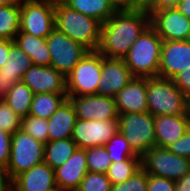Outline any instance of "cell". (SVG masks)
Instances as JSON below:
<instances>
[{
    "mask_svg": "<svg viewBox=\"0 0 190 191\" xmlns=\"http://www.w3.org/2000/svg\"><path fill=\"white\" fill-rule=\"evenodd\" d=\"M150 25V14L141 9L117 10L101 24L98 51L105 57L123 58L133 43Z\"/></svg>",
    "mask_w": 190,
    "mask_h": 191,
    "instance_id": "obj_1",
    "label": "cell"
},
{
    "mask_svg": "<svg viewBox=\"0 0 190 191\" xmlns=\"http://www.w3.org/2000/svg\"><path fill=\"white\" fill-rule=\"evenodd\" d=\"M163 40L149 25L123 60L134 77H158Z\"/></svg>",
    "mask_w": 190,
    "mask_h": 191,
    "instance_id": "obj_2",
    "label": "cell"
},
{
    "mask_svg": "<svg viewBox=\"0 0 190 191\" xmlns=\"http://www.w3.org/2000/svg\"><path fill=\"white\" fill-rule=\"evenodd\" d=\"M55 9V28L82 44L89 51H98L101 41V23L67 5Z\"/></svg>",
    "mask_w": 190,
    "mask_h": 191,
    "instance_id": "obj_3",
    "label": "cell"
},
{
    "mask_svg": "<svg viewBox=\"0 0 190 191\" xmlns=\"http://www.w3.org/2000/svg\"><path fill=\"white\" fill-rule=\"evenodd\" d=\"M147 108L153 116L181 115L189 113V99L172 79L146 78Z\"/></svg>",
    "mask_w": 190,
    "mask_h": 191,
    "instance_id": "obj_4",
    "label": "cell"
},
{
    "mask_svg": "<svg viewBox=\"0 0 190 191\" xmlns=\"http://www.w3.org/2000/svg\"><path fill=\"white\" fill-rule=\"evenodd\" d=\"M119 131L134 153L142 157L156 146L154 116L149 112L119 114Z\"/></svg>",
    "mask_w": 190,
    "mask_h": 191,
    "instance_id": "obj_5",
    "label": "cell"
},
{
    "mask_svg": "<svg viewBox=\"0 0 190 191\" xmlns=\"http://www.w3.org/2000/svg\"><path fill=\"white\" fill-rule=\"evenodd\" d=\"M102 54L89 51L66 75L67 96L97 94L101 79Z\"/></svg>",
    "mask_w": 190,
    "mask_h": 191,
    "instance_id": "obj_6",
    "label": "cell"
},
{
    "mask_svg": "<svg viewBox=\"0 0 190 191\" xmlns=\"http://www.w3.org/2000/svg\"><path fill=\"white\" fill-rule=\"evenodd\" d=\"M45 144L35 140L23 129L12 134L7 170L12 179L44 161Z\"/></svg>",
    "mask_w": 190,
    "mask_h": 191,
    "instance_id": "obj_7",
    "label": "cell"
},
{
    "mask_svg": "<svg viewBox=\"0 0 190 191\" xmlns=\"http://www.w3.org/2000/svg\"><path fill=\"white\" fill-rule=\"evenodd\" d=\"M141 167L148 174L176 181L190 172V159L155 146L141 157Z\"/></svg>",
    "mask_w": 190,
    "mask_h": 191,
    "instance_id": "obj_8",
    "label": "cell"
},
{
    "mask_svg": "<svg viewBox=\"0 0 190 191\" xmlns=\"http://www.w3.org/2000/svg\"><path fill=\"white\" fill-rule=\"evenodd\" d=\"M46 41L51 55L50 66L65 77L89 52L82 44L75 42L56 28L48 35Z\"/></svg>",
    "mask_w": 190,
    "mask_h": 191,
    "instance_id": "obj_9",
    "label": "cell"
},
{
    "mask_svg": "<svg viewBox=\"0 0 190 191\" xmlns=\"http://www.w3.org/2000/svg\"><path fill=\"white\" fill-rule=\"evenodd\" d=\"M55 29V9L39 0H21L20 31L47 38Z\"/></svg>",
    "mask_w": 190,
    "mask_h": 191,
    "instance_id": "obj_10",
    "label": "cell"
},
{
    "mask_svg": "<svg viewBox=\"0 0 190 191\" xmlns=\"http://www.w3.org/2000/svg\"><path fill=\"white\" fill-rule=\"evenodd\" d=\"M119 131V119L80 120L73 128L72 139L78 148L104 146Z\"/></svg>",
    "mask_w": 190,
    "mask_h": 191,
    "instance_id": "obj_11",
    "label": "cell"
},
{
    "mask_svg": "<svg viewBox=\"0 0 190 191\" xmlns=\"http://www.w3.org/2000/svg\"><path fill=\"white\" fill-rule=\"evenodd\" d=\"M147 12L150 25L163 41L190 40V18L181 14L177 7Z\"/></svg>",
    "mask_w": 190,
    "mask_h": 191,
    "instance_id": "obj_12",
    "label": "cell"
},
{
    "mask_svg": "<svg viewBox=\"0 0 190 191\" xmlns=\"http://www.w3.org/2000/svg\"><path fill=\"white\" fill-rule=\"evenodd\" d=\"M74 106L77 119L111 120L119 119L115 99L98 94L67 96Z\"/></svg>",
    "mask_w": 190,
    "mask_h": 191,
    "instance_id": "obj_13",
    "label": "cell"
},
{
    "mask_svg": "<svg viewBox=\"0 0 190 191\" xmlns=\"http://www.w3.org/2000/svg\"><path fill=\"white\" fill-rule=\"evenodd\" d=\"M133 77L123 58H109L102 55L101 79L97 94L114 98Z\"/></svg>",
    "mask_w": 190,
    "mask_h": 191,
    "instance_id": "obj_14",
    "label": "cell"
},
{
    "mask_svg": "<svg viewBox=\"0 0 190 191\" xmlns=\"http://www.w3.org/2000/svg\"><path fill=\"white\" fill-rule=\"evenodd\" d=\"M22 81L34 94H67L66 77L52 66L32 65L24 74Z\"/></svg>",
    "mask_w": 190,
    "mask_h": 191,
    "instance_id": "obj_15",
    "label": "cell"
},
{
    "mask_svg": "<svg viewBox=\"0 0 190 191\" xmlns=\"http://www.w3.org/2000/svg\"><path fill=\"white\" fill-rule=\"evenodd\" d=\"M190 68V40L163 41L158 77L172 79Z\"/></svg>",
    "mask_w": 190,
    "mask_h": 191,
    "instance_id": "obj_16",
    "label": "cell"
},
{
    "mask_svg": "<svg viewBox=\"0 0 190 191\" xmlns=\"http://www.w3.org/2000/svg\"><path fill=\"white\" fill-rule=\"evenodd\" d=\"M87 172L86 149L77 148L62 166L54 169L58 189L76 191Z\"/></svg>",
    "mask_w": 190,
    "mask_h": 191,
    "instance_id": "obj_17",
    "label": "cell"
},
{
    "mask_svg": "<svg viewBox=\"0 0 190 191\" xmlns=\"http://www.w3.org/2000/svg\"><path fill=\"white\" fill-rule=\"evenodd\" d=\"M114 99L118 114L148 112L146 78L133 77Z\"/></svg>",
    "mask_w": 190,
    "mask_h": 191,
    "instance_id": "obj_18",
    "label": "cell"
},
{
    "mask_svg": "<svg viewBox=\"0 0 190 191\" xmlns=\"http://www.w3.org/2000/svg\"><path fill=\"white\" fill-rule=\"evenodd\" d=\"M59 190L54 170L44 161L13 179V191Z\"/></svg>",
    "mask_w": 190,
    "mask_h": 191,
    "instance_id": "obj_19",
    "label": "cell"
},
{
    "mask_svg": "<svg viewBox=\"0 0 190 191\" xmlns=\"http://www.w3.org/2000/svg\"><path fill=\"white\" fill-rule=\"evenodd\" d=\"M156 146L167 147L190 128V114L154 116Z\"/></svg>",
    "mask_w": 190,
    "mask_h": 191,
    "instance_id": "obj_20",
    "label": "cell"
},
{
    "mask_svg": "<svg viewBox=\"0 0 190 191\" xmlns=\"http://www.w3.org/2000/svg\"><path fill=\"white\" fill-rule=\"evenodd\" d=\"M76 121L74 106L67 98L48 119V141L71 138Z\"/></svg>",
    "mask_w": 190,
    "mask_h": 191,
    "instance_id": "obj_21",
    "label": "cell"
},
{
    "mask_svg": "<svg viewBox=\"0 0 190 191\" xmlns=\"http://www.w3.org/2000/svg\"><path fill=\"white\" fill-rule=\"evenodd\" d=\"M14 43L31 57L33 65L50 66L51 55L46 38H38L19 31L15 36Z\"/></svg>",
    "mask_w": 190,
    "mask_h": 191,
    "instance_id": "obj_22",
    "label": "cell"
},
{
    "mask_svg": "<svg viewBox=\"0 0 190 191\" xmlns=\"http://www.w3.org/2000/svg\"><path fill=\"white\" fill-rule=\"evenodd\" d=\"M67 6L79 13L105 23L117 11L110 0H69Z\"/></svg>",
    "mask_w": 190,
    "mask_h": 191,
    "instance_id": "obj_23",
    "label": "cell"
},
{
    "mask_svg": "<svg viewBox=\"0 0 190 191\" xmlns=\"http://www.w3.org/2000/svg\"><path fill=\"white\" fill-rule=\"evenodd\" d=\"M77 148L72 138L48 141L45 143L44 162L54 170L62 166Z\"/></svg>",
    "mask_w": 190,
    "mask_h": 191,
    "instance_id": "obj_24",
    "label": "cell"
},
{
    "mask_svg": "<svg viewBox=\"0 0 190 191\" xmlns=\"http://www.w3.org/2000/svg\"><path fill=\"white\" fill-rule=\"evenodd\" d=\"M66 99L67 94H34L29 114L35 117L49 119Z\"/></svg>",
    "mask_w": 190,
    "mask_h": 191,
    "instance_id": "obj_25",
    "label": "cell"
},
{
    "mask_svg": "<svg viewBox=\"0 0 190 191\" xmlns=\"http://www.w3.org/2000/svg\"><path fill=\"white\" fill-rule=\"evenodd\" d=\"M33 96L34 93L30 87L21 81L14 84L4 101L18 116L24 118L29 114Z\"/></svg>",
    "mask_w": 190,
    "mask_h": 191,
    "instance_id": "obj_26",
    "label": "cell"
},
{
    "mask_svg": "<svg viewBox=\"0 0 190 191\" xmlns=\"http://www.w3.org/2000/svg\"><path fill=\"white\" fill-rule=\"evenodd\" d=\"M20 31V3L0 6V39L14 41Z\"/></svg>",
    "mask_w": 190,
    "mask_h": 191,
    "instance_id": "obj_27",
    "label": "cell"
},
{
    "mask_svg": "<svg viewBox=\"0 0 190 191\" xmlns=\"http://www.w3.org/2000/svg\"><path fill=\"white\" fill-rule=\"evenodd\" d=\"M33 65L29 57L14 41L11 40L10 53L8 60L0 68L8 76H20L23 78L26 71Z\"/></svg>",
    "mask_w": 190,
    "mask_h": 191,
    "instance_id": "obj_28",
    "label": "cell"
},
{
    "mask_svg": "<svg viewBox=\"0 0 190 191\" xmlns=\"http://www.w3.org/2000/svg\"><path fill=\"white\" fill-rule=\"evenodd\" d=\"M141 169V158H127L124 161L112 162L106 175L114 185L125 182Z\"/></svg>",
    "mask_w": 190,
    "mask_h": 191,
    "instance_id": "obj_29",
    "label": "cell"
},
{
    "mask_svg": "<svg viewBox=\"0 0 190 191\" xmlns=\"http://www.w3.org/2000/svg\"><path fill=\"white\" fill-rule=\"evenodd\" d=\"M104 147L112 162L124 161L127 158H141L134 153L128 141L125 139V136L120 131L113 135L109 141L104 144Z\"/></svg>",
    "mask_w": 190,
    "mask_h": 191,
    "instance_id": "obj_30",
    "label": "cell"
},
{
    "mask_svg": "<svg viewBox=\"0 0 190 191\" xmlns=\"http://www.w3.org/2000/svg\"><path fill=\"white\" fill-rule=\"evenodd\" d=\"M88 172L106 173L112 161L104 146L86 149Z\"/></svg>",
    "mask_w": 190,
    "mask_h": 191,
    "instance_id": "obj_31",
    "label": "cell"
},
{
    "mask_svg": "<svg viewBox=\"0 0 190 191\" xmlns=\"http://www.w3.org/2000/svg\"><path fill=\"white\" fill-rule=\"evenodd\" d=\"M21 129L37 141L48 142V119L28 114L22 118Z\"/></svg>",
    "mask_w": 190,
    "mask_h": 191,
    "instance_id": "obj_32",
    "label": "cell"
},
{
    "mask_svg": "<svg viewBox=\"0 0 190 191\" xmlns=\"http://www.w3.org/2000/svg\"><path fill=\"white\" fill-rule=\"evenodd\" d=\"M112 183L106 173L87 172L76 191H111Z\"/></svg>",
    "mask_w": 190,
    "mask_h": 191,
    "instance_id": "obj_33",
    "label": "cell"
},
{
    "mask_svg": "<svg viewBox=\"0 0 190 191\" xmlns=\"http://www.w3.org/2000/svg\"><path fill=\"white\" fill-rule=\"evenodd\" d=\"M22 118L4 100H0V128L10 134L21 129Z\"/></svg>",
    "mask_w": 190,
    "mask_h": 191,
    "instance_id": "obj_34",
    "label": "cell"
},
{
    "mask_svg": "<svg viewBox=\"0 0 190 191\" xmlns=\"http://www.w3.org/2000/svg\"><path fill=\"white\" fill-rule=\"evenodd\" d=\"M148 173L143 169L125 182L112 185L111 191H147Z\"/></svg>",
    "mask_w": 190,
    "mask_h": 191,
    "instance_id": "obj_35",
    "label": "cell"
},
{
    "mask_svg": "<svg viewBox=\"0 0 190 191\" xmlns=\"http://www.w3.org/2000/svg\"><path fill=\"white\" fill-rule=\"evenodd\" d=\"M171 153L190 159V128L176 142L166 147Z\"/></svg>",
    "mask_w": 190,
    "mask_h": 191,
    "instance_id": "obj_36",
    "label": "cell"
},
{
    "mask_svg": "<svg viewBox=\"0 0 190 191\" xmlns=\"http://www.w3.org/2000/svg\"><path fill=\"white\" fill-rule=\"evenodd\" d=\"M147 191H175V181L148 174Z\"/></svg>",
    "mask_w": 190,
    "mask_h": 191,
    "instance_id": "obj_37",
    "label": "cell"
},
{
    "mask_svg": "<svg viewBox=\"0 0 190 191\" xmlns=\"http://www.w3.org/2000/svg\"><path fill=\"white\" fill-rule=\"evenodd\" d=\"M12 134L0 128V166L7 168L11 151Z\"/></svg>",
    "mask_w": 190,
    "mask_h": 191,
    "instance_id": "obj_38",
    "label": "cell"
},
{
    "mask_svg": "<svg viewBox=\"0 0 190 191\" xmlns=\"http://www.w3.org/2000/svg\"><path fill=\"white\" fill-rule=\"evenodd\" d=\"M172 80L180 91L190 99V68L182 70Z\"/></svg>",
    "mask_w": 190,
    "mask_h": 191,
    "instance_id": "obj_39",
    "label": "cell"
},
{
    "mask_svg": "<svg viewBox=\"0 0 190 191\" xmlns=\"http://www.w3.org/2000/svg\"><path fill=\"white\" fill-rule=\"evenodd\" d=\"M21 81L20 76H8L4 74V71L0 70V100H5L14 84Z\"/></svg>",
    "mask_w": 190,
    "mask_h": 191,
    "instance_id": "obj_40",
    "label": "cell"
},
{
    "mask_svg": "<svg viewBox=\"0 0 190 191\" xmlns=\"http://www.w3.org/2000/svg\"><path fill=\"white\" fill-rule=\"evenodd\" d=\"M0 191H13V179L7 168L0 166Z\"/></svg>",
    "mask_w": 190,
    "mask_h": 191,
    "instance_id": "obj_41",
    "label": "cell"
},
{
    "mask_svg": "<svg viewBox=\"0 0 190 191\" xmlns=\"http://www.w3.org/2000/svg\"><path fill=\"white\" fill-rule=\"evenodd\" d=\"M179 2L180 0H154L146 11H158L167 8H175Z\"/></svg>",
    "mask_w": 190,
    "mask_h": 191,
    "instance_id": "obj_42",
    "label": "cell"
},
{
    "mask_svg": "<svg viewBox=\"0 0 190 191\" xmlns=\"http://www.w3.org/2000/svg\"><path fill=\"white\" fill-rule=\"evenodd\" d=\"M11 40L0 39V68L8 60V55L10 53Z\"/></svg>",
    "mask_w": 190,
    "mask_h": 191,
    "instance_id": "obj_43",
    "label": "cell"
},
{
    "mask_svg": "<svg viewBox=\"0 0 190 191\" xmlns=\"http://www.w3.org/2000/svg\"><path fill=\"white\" fill-rule=\"evenodd\" d=\"M175 191H190V172L175 181Z\"/></svg>",
    "mask_w": 190,
    "mask_h": 191,
    "instance_id": "obj_44",
    "label": "cell"
},
{
    "mask_svg": "<svg viewBox=\"0 0 190 191\" xmlns=\"http://www.w3.org/2000/svg\"><path fill=\"white\" fill-rule=\"evenodd\" d=\"M117 10L133 9V0H110Z\"/></svg>",
    "mask_w": 190,
    "mask_h": 191,
    "instance_id": "obj_45",
    "label": "cell"
},
{
    "mask_svg": "<svg viewBox=\"0 0 190 191\" xmlns=\"http://www.w3.org/2000/svg\"><path fill=\"white\" fill-rule=\"evenodd\" d=\"M177 9L180 11L181 14L190 18V0H180L177 5Z\"/></svg>",
    "mask_w": 190,
    "mask_h": 191,
    "instance_id": "obj_46",
    "label": "cell"
},
{
    "mask_svg": "<svg viewBox=\"0 0 190 191\" xmlns=\"http://www.w3.org/2000/svg\"><path fill=\"white\" fill-rule=\"evenodd\" d=\"M154 0H133V9L146 10Z\"/></svg>",
    "mask_w": 190,
    "mask_h": 191,
    "instance_id": "obj_47",
    "label": "cell"
},
{
    "mask_svg": "<svg viewBox=\"0 0 190 191\" xmlns=\"http://www.w3.org/2000/svg\"><path fill=\"white\" fill-rule=\"evenodd\" d=\"M39 1H42L46 3L47 5L55 8L57 6L67 5L69 0H39Z\"/></svg>",
    "mask_w": 190,
    "mask_h": 191,
    "instance_id": "obj_48",
    "label": "cell"
},
{
    "mask_svg": "<svg viewBox=\"0 0 190 191\" xmlns=\"http://www.w3.org/2000/svg\"><path fill=\"white\" fill-rule=\"evenodd\" d=\"M21 3V0H0V6Z\"/></svg>",
    "mask_w": 190,
    "mask_h": 191,
    "instance_id": "obj_49",
    "label": "cell"
}]
</instances>
